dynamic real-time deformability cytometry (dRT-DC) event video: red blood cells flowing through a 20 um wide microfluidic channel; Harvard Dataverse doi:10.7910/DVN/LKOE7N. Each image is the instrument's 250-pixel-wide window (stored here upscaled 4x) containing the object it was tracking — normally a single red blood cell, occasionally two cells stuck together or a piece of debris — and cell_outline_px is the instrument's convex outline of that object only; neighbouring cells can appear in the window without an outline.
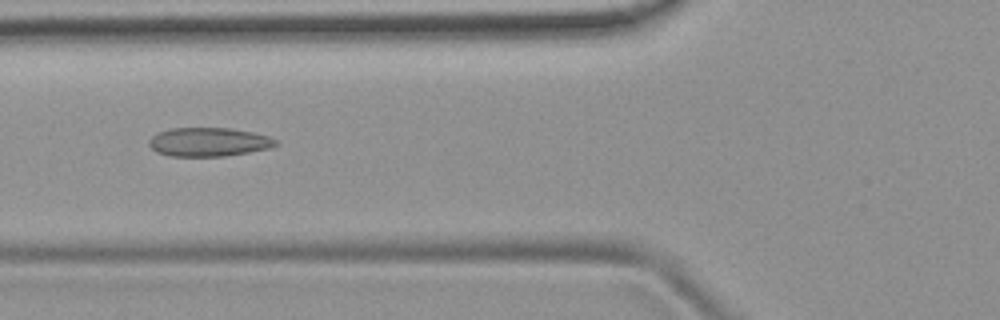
{"species": "common noctule bat (a hibernating species)", "species_latin": "Nyctalus noctula", "temperature_condition": "room temperature", "stored_images_in_passage": 50, "camera_frame_rate_fps": 3000, "um_per_image_px": 0.085, "animal": {"sex": "female", "body_mass_g": 19.9}, "frame": {"image": 1, "passage_image": 18, "time_ms": 5.667, "image_size_px": [1000, 320], "cell_outline_px": [[280, 144], [272, 148], [224, 156], [168, 156], [156, 152], [148, 144], [148, 140], [152, 136], [160, 132], [172, 128], [228, 128], [252, 132], [268, 136], [276, 140]], "centroid_in_image_um": [17.75, 12.07], "position_along_channel_um": 108.1, "area_um2": 21.27}}
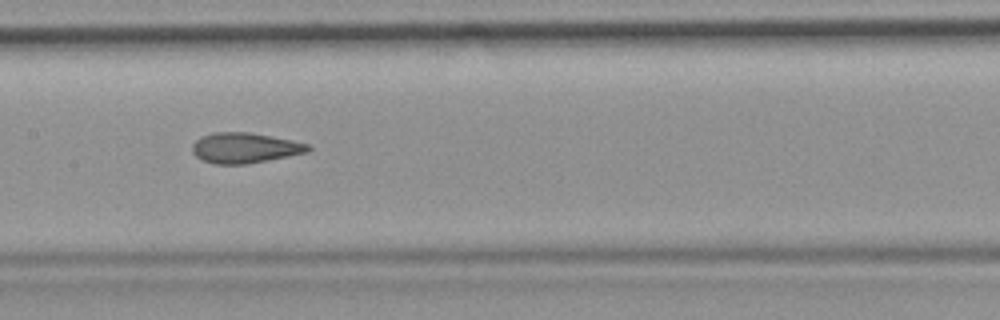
{"frame": {"image": 2, "passage_image": 24, "time_ms": 7.667, "image_size_px": [1000, 320], "cell_outline_px": [[312, 148], [308, 152], [248, 164], [216, 164], [200, 160], [192, 152], [192, 144], [200, 136], [212, 132], [248, 132], [292, 140], [308, 144]], "centroid_in_image_um": [20.77, 12.57], "position_along_channel_um": 186.6, "area_um2": 20.58}}
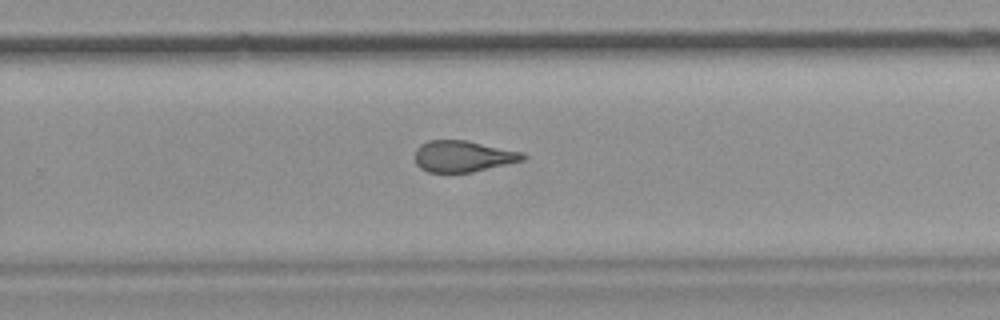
{"frame": {"image": 3, "passage_image": 32, "time_ms": 10.333, "image_size_px": [1000, 320], "cell_outline_px": [[528, 156], [524, 160], [472, 172], [428, 172], [420, 168], [416, 164], [416, 148], [420, 144], [428, 140], [464, 140], [524, 152]], "centroid_in_image_um": [39.36, 13.28], "position_along_channel_um": 290.4, "area_um2": 19.65}, "authors_computed_cell_mechanics": {"area_um2": 21.0392, "velocity_mm_per_s": 3.9209, "shape_relaxation_time_tau1_ms": null, "shape_relaxation_time_tau2_ms": 1.7712, "deformation_change_tau1": null, "deformation_change_tau2": 0.0905}}